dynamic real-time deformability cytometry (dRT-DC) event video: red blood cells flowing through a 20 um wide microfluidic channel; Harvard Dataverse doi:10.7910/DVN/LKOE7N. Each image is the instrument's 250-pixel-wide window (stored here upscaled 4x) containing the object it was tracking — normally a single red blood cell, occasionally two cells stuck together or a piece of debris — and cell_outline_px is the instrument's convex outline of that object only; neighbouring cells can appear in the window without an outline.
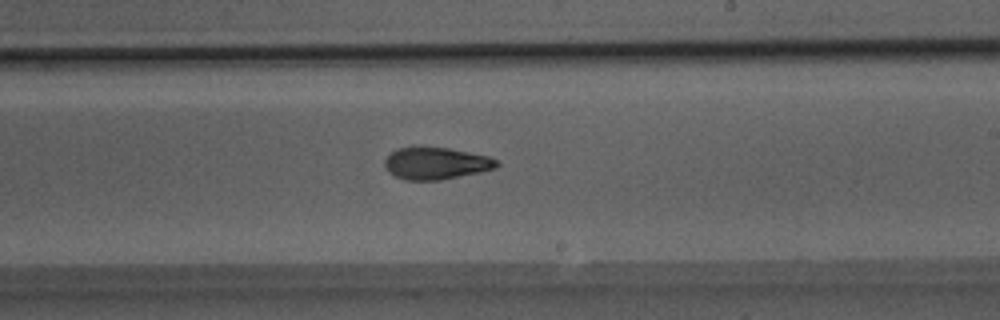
{"species": "Egyptian fruit bat (a non-hibernating species)", "species_latin": "Rousettus aegyptiacus", "temperature_condition": "room temperature", "stored_images_in_passage": 44, "camera_frame_rate_fps": 3000, "um_per_image_px": 0.085, "animal": {"sex": "male"}, "frame": {"image": 1, "passage_image": 24, "time_ms": 7.667, "image_size_px": [1000, 320], "cell_outline_px": [[500, 164], [496, 168], [480, 172], [440, 180], [404, 180], [388, 172], [384, 168], [384, 160], [396, 148], [412, 144], [420, 144], [448, 148], [488, 156], [500, 160]], "centroid_in_image_um": [37.02, 13.84], "position_along_channel_um": 252.0, "area_um2": 21.68}}
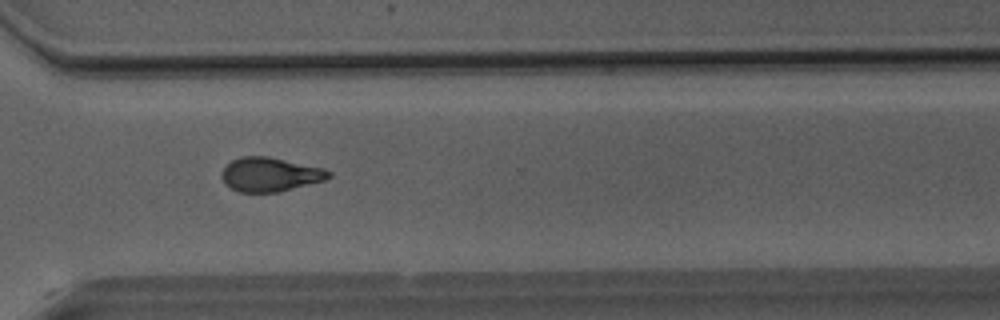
{"frame": {"image": 2, "passage_image": 31, "time_ms": 10.0, "image_size_px": [1000, 320], "cell_outline_px": [[332, 176], [324, 180], [276, 192], [240, 192], [224, 184], [220, 176], [224, 168], [232, 160], [240, 156], [268, 156], [324, 168], [332, 172]], "centroid_in_image_um": [22.94, 14.82], "position_along_channel_um": 347.7, "area_um2": 21.15}}
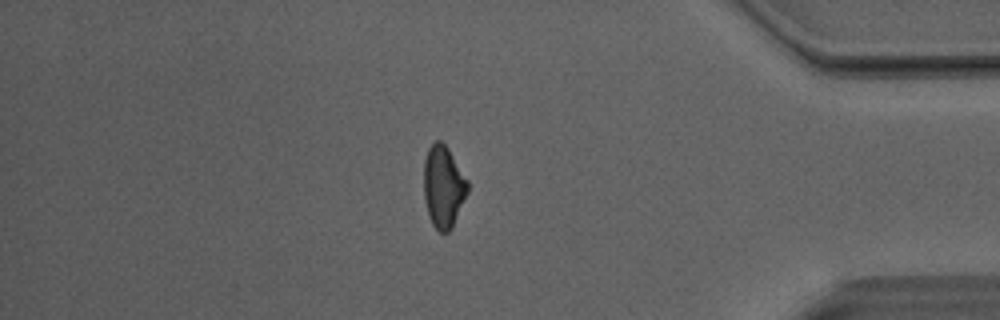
{"frame": {"image": 3, "passage_image": 37, "time_ms": 12.0, "image_size_px": [1000, 320], "cell_outline_px": [[468, 192], [452, 228], [448, 232], [440, 232], [432, 224], [428, 216], [424, 200], [424, 160], [428, 148], [436, 140], [440, 140], [448, 148], [468, 180]], "centroid_in_image_um": [37.68, 15.87], "position_along_channel_um": 397.5, "area_um2": 21.04}, "authors_computed_cell_mechanics": {"area_um2": 21.2126, "velocity_mm_per_s": 4.1043, "shape_relaxation_time_tau1_ms": 5.2885, "shape_relaxation_time_tau2_ms": 2.8856, "deformation_change_tau1": 0.1644, "deformation_change_tau2": 0.0968}}